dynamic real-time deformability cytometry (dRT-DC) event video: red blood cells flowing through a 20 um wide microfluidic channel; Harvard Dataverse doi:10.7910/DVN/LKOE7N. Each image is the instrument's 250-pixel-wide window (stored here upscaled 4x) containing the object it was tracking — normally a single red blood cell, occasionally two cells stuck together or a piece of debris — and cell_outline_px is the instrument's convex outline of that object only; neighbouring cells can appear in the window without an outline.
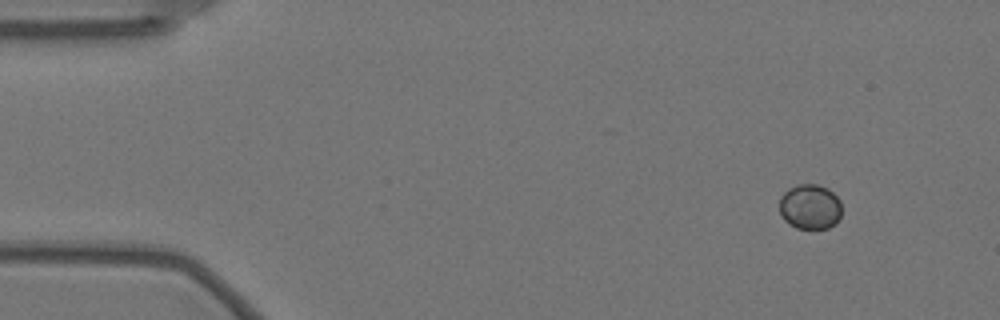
{"species": "Egyptian fruit bat (a non-hibernating species)", "species_latin": "Rousettus aegyptiacus", "temperature_condition": "warm", "stored_images_in_passage": 49, "camera_frame_rate_fps": 3000, "um_per_image_px": 0.085, "animal": {"sex": "female"}, "frame": {"image": 1, "passage_image": 1, "time_ms": 0.0, "image_size_px": [1000, 320], "cell_outline_px": [[840, 216], [836, 224], [828, 228], [796, 228], [788, 224], [780, 216], [780, 196], [788, 188], [796, 184], [816, 184], [828, 188], [840, 200]], "centroid_in_image_um": [68.83, 17.57], "position_along_channel_um": 16.2, "area_um2": 16.53}}
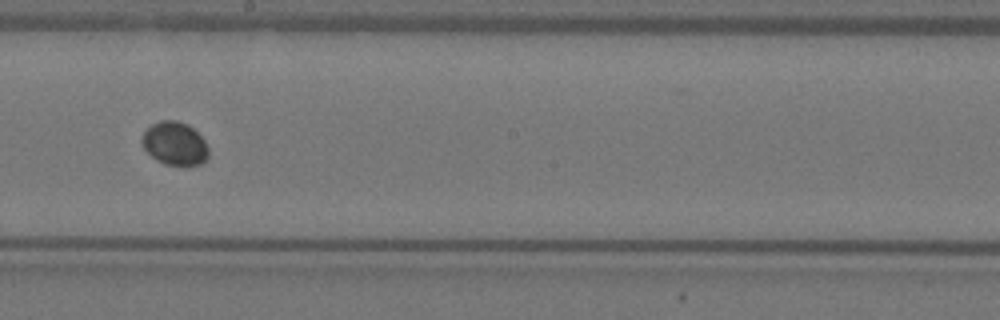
{"frame": {"image": 2, "passage_image": 28, "time_ms": 9.0, "image_size_px": [1000, 320], "cell_outline_px": [[208, 156], [200, 164], [184, 168], [164, 164], [156, 160], [144, 148], [140, 140], [144, 132], [152, 124], [160, 120], [176, 120], [188, 124], [204, 140], [208, 148]], "centroid_in_image_um": [14.85, 12.23], "position_along_channel_um": 233.4, "area_um2": 17.05}}
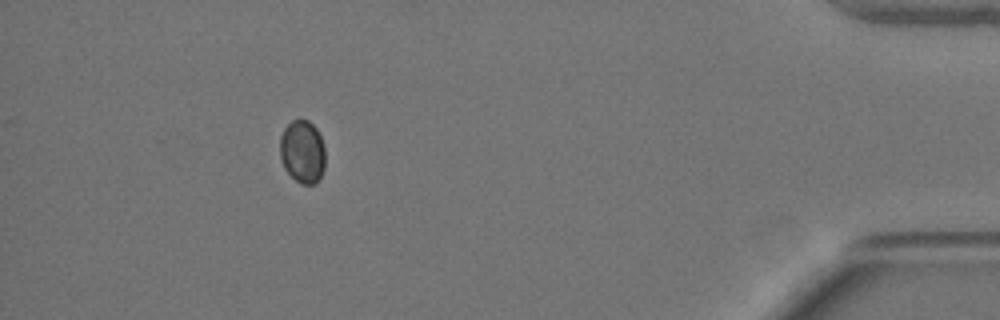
{"frame": {"image": 3, "passage_image": 48, "time_ms": 15.667, "image_size_px": [1000, 320], "cell_outline_px": [[324, 168], [320, 180], [316, 184], [300, 184], [284, 168], [280, 160], [280, 136], [284, 128], [292, 120], [308, 120], [316, 128], [324, 144]], "centroid_in_image_um": [25.71, 12.91], "position_along_channel_um": 409.5, "area_um2": 16.76}}